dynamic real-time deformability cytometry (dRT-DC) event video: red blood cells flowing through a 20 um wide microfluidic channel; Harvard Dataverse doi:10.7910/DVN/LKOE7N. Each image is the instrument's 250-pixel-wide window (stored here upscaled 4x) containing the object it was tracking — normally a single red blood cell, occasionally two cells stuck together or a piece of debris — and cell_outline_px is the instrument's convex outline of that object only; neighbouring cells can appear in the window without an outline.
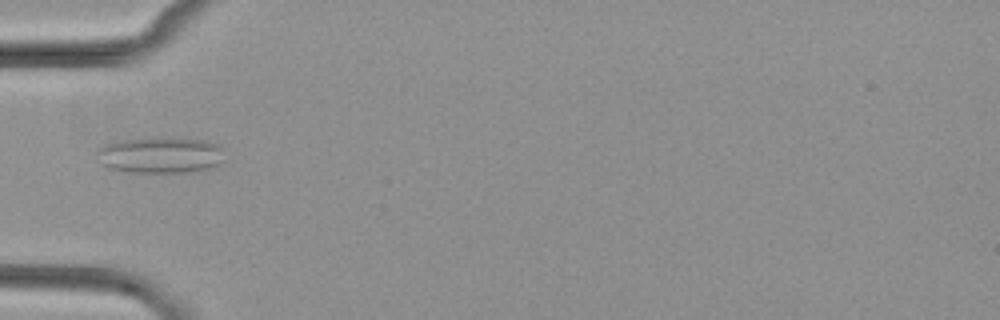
{"species": "common noctule bat (a hibernating species)", "species_latin": "Nyctalus noctula", "temperature_condition": "cold", "stored_images_in_passage": 6, "camera_frame_rate_fps": 3000, "um_per_image_px": 0.085, "animal": {"sex": "female", "body_mass_g": 29.2, "forearm_length_mm": 56.3}, "frame": {"image": 1, "passage_image": 5, "time_ms": 4.667, "image_size_px": [1000, 320], "cell_outline_px": [[224, 148], [216, 164], [208, 168], [196, 172], [128, 172], [108, 168], [100, 164], [96, 152], [104, 144], [120, 140], [204, 140], [220, 144]], "centroid_in_image_um": [13.57, 13.22], "position_along_channel_um": 71.4, "area_um2": 26.01}}